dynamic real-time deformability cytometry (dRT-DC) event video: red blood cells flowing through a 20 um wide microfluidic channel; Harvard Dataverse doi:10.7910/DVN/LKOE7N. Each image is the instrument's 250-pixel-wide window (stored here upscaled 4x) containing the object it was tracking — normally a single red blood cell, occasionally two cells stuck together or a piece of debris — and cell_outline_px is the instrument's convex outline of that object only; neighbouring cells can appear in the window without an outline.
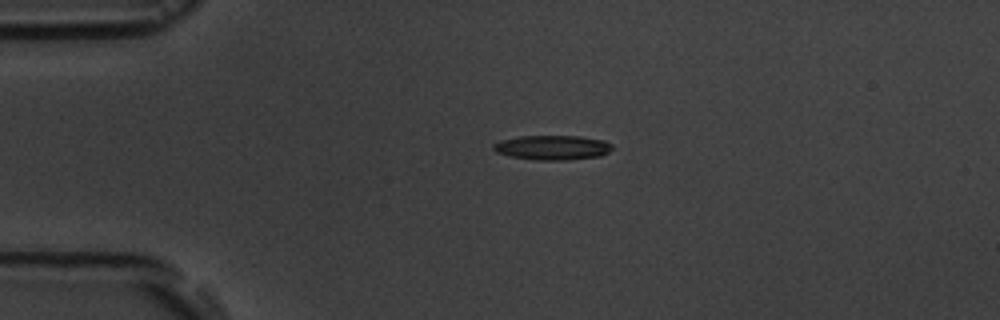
{"species": "common noctule bat (a hibernating species)", "species_latin": "Nyctalus noctula", "temperature_condition": "room temperature", "stored_images_in_passage": 2, "camera_frame_rate_fps": 3000, "um_per_image_px": 0.085, "animal": {"sex": "male", "body_mass_g": 19.5, "forearm_length_mm": 54.6}, "frame": {"image": 1, "passage_image": 1, "time_ms": 0.0, "image_size_px": [1000, 320], "cell_outline_px": [[612, 148], [608, 152], [600, 156], [568, 160], [536, 160], [508, 156], [496, 152], [492, 148], [492, 144], [500, 140], [520, 136], [580, 136], [604, 140], [612, 144]], "centroid_in_image_um": [46.93, 12.54], "position_along_channel_um": 38.1, "area_um2": 17.17}}